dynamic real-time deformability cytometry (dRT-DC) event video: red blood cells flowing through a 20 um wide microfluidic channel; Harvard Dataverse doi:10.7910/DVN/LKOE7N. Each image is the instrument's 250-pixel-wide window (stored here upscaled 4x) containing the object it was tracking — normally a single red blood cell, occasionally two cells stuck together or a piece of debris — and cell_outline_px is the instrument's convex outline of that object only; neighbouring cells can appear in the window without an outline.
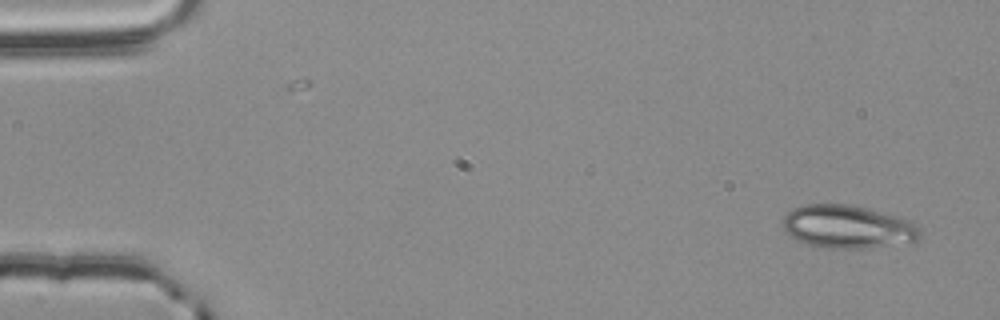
{"species": "common noctule bat (a hibernating species)", "species_latin": "Nyctalus noctula", "temperature_condition": "room temperature", "stored_images_in_passage": 53, "camera_frame_rate_fps": 3000, "um_per_image_px": 0.085, "animal": {"sex": "male", "body_mass_g": 20.4}, "frame": {"image": 1, "passage_image": 1, "time_ms": 0.0, "image_size_px": [1000, 320], "cell_outline_px": [[920, 236], [916, 244], [868, 248], [824, 248], [808, 244], [792, 236], [784, 228], [784, 212], [792, 208], [804, 204], [852, 204], [896, 216], [908, 220], [916, 224], [920, 228]], "centroid_in_image_um": [72.13, 19.28], "position_along_channel_um": 12.9, "area_um2": 34.91}}
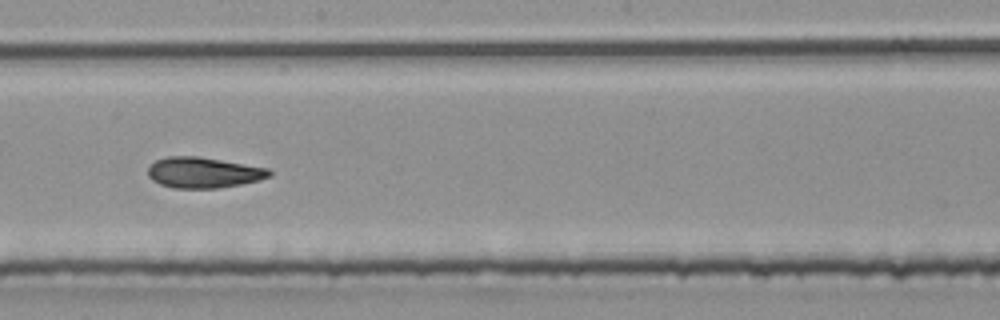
{"frame": {"image": 2, "passage_image": 29, "time_ms": 9.333, "image_size_px": [1000, 320], "cell_outline_px": [[272, 176], [260, 180], [220, 188], [172, 188], [160, 184], [152, 180], [148, 176], [148, 168], [156, 160], [168, 156], [200, 156], [268, 168], [272, 172]], "centroid_in_image_um": [17.31, 14.67], "position_along_channel_um": 230.9, "area_um2": 21.85}}
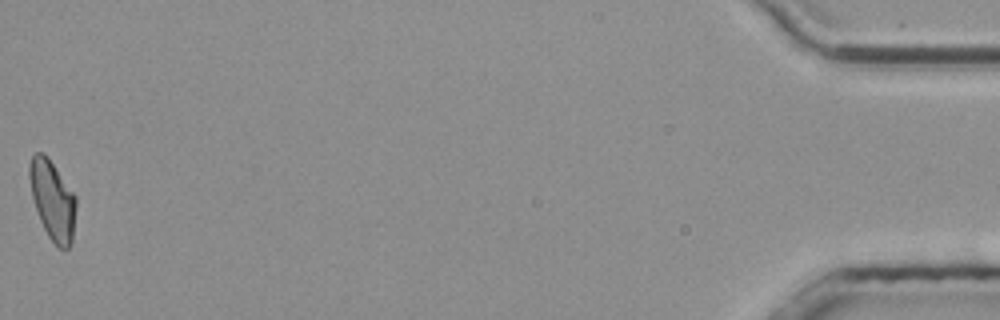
{"frame": {"image": 3, "passage_image": 53, "time_ms": 17.333, "image_size_px": [1000, 320], "cell_outline_px": [[76, 208], [72, 244], [68, 248], [56, 248], [48, 236], [40, 220], [32, 196], [28, 176], [28, 164], [32, 156], [36, 152], [40, 152], [52, 164], [76, 196]], "centroid_in_image_um": [4.47, 17.07], "position_along_channel_um": 430.7, "area_um2": 21.33}, "authors_computed_cell_mechanics": {"area_um2": 21.8484, "velocity_mm_per_s": 3.7996, "shape_relaxation_time_tau1_ms": null, "shape_relaxation_time_tau2_ms": 3.17, "deformation_change_tau1": null, "deformation_change_tau2": 0.1037}}